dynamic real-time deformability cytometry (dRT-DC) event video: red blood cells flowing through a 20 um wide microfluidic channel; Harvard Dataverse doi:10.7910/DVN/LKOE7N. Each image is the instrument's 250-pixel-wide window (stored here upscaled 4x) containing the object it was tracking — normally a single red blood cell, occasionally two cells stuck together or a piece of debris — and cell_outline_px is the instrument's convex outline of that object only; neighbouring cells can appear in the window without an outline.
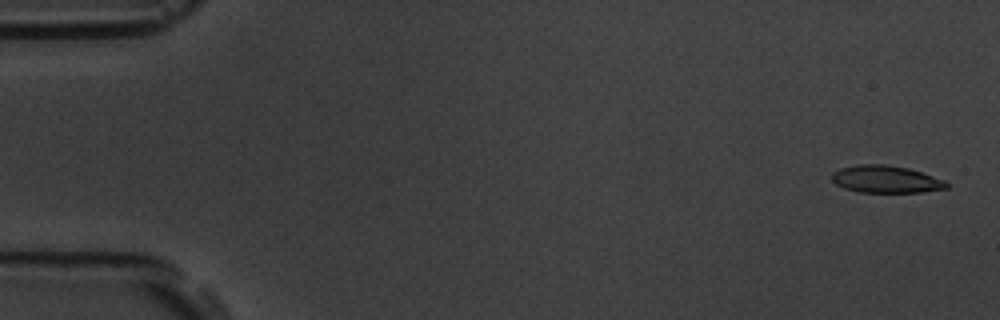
{"species": "common noctule bat (a hibernating species)", "species_latin": "Nyctalus noctula", "temperature_condition": "room temperature", "stored_images_in_passage": 16, "segment_of_instrument_passage": [1, 2], "camera_frame_rate_fps": 3000, "um_per_image_px": 0.085, "animal": {"sex": "male", "body_mass_g": 19.5, "forearm_length_mm": 54.6}, "frame": {"image": 1, "passage_image": 1, "time_ms": 0.0, "image_size_px": [1000, 320], "cell_outline_px": [[948, 188], [920, 192], [860, 192], [844, 188], [836, 184], [832, 180], [832, 172], [840, 168], [860, 164], [884, 164], [908, 168], [944, 180], [948, 184]], "centroid_in_image_um": [75.27, 15.23], "position_along_channel_um": 9.7, "area_um2": 18.09}}
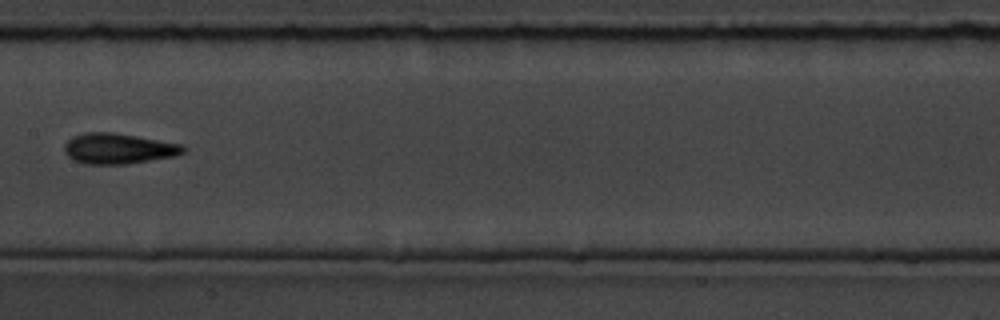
{"frame": {"image": 2, "passage_image": 8, "time_ms": 9.0, "image_size_px": [1000, 320], "cell_outline_px": [[188, 148], [184, 152], [176, 156], [124, 164], [88, 164], [76, 160], [68, 156], [64, 152], [64, 144], [72, 136], [84, 132], [112, 132], [184, 144]], "centroid_in_image_um": [10.09, 12.62], "position_along_channel_um": 197.3, "area_um2": 21.21}}
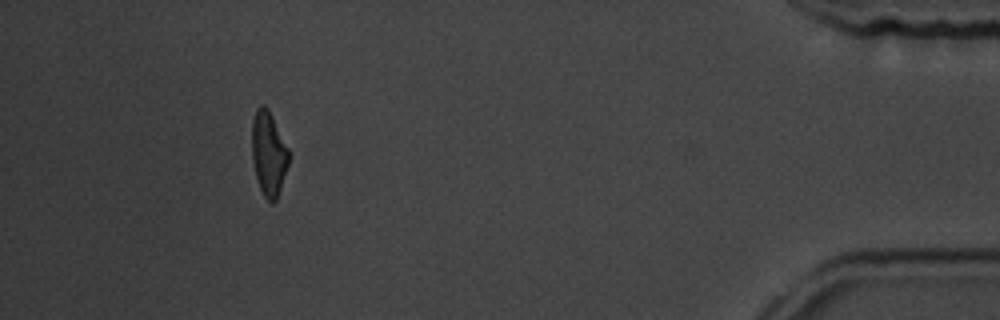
{"frame": {"image": 3, "passage_image": 14, "time_ms": 16.667, "image_size_px": [1000, 320], "cell_outline_px": [[288, 164], [276, 200], [272, 204], [264, 196], [260, 188], [256, 176], [252, 160], [252, 120], [256, 108], [260, 104], [264, 104], [268, 108], [288, 148]], "centroid_in_image_um": [22.81, 13.02], "position_along_channel_um": 412.4, "area_um2": 17.92}}